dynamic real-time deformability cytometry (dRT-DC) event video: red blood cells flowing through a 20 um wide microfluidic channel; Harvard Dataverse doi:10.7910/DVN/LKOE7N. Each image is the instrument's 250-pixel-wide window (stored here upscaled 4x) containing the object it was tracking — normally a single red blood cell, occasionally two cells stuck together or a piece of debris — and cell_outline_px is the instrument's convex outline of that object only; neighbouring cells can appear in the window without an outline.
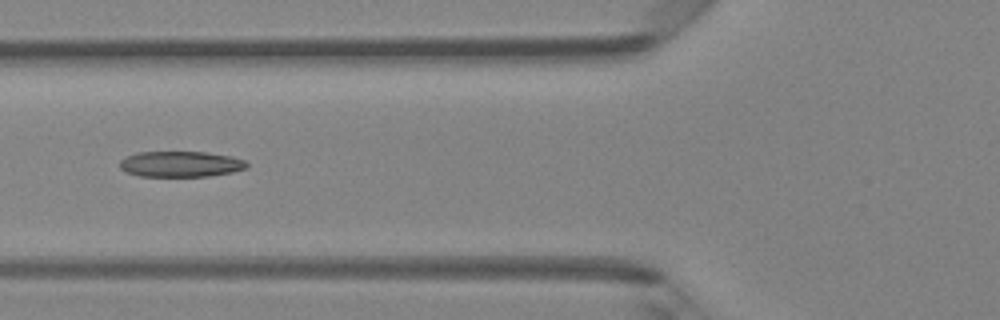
{"species": "Egyptian fruit bat (a non-hibernating species)", "species_latin": "Rousettus aegyptiacus", "temperature_condition": "room temperature", "stored_images_in_passage": 46, "camera_frame_rate_fps": 3000, "um_per_image_px": 0.085, "animal": {"sex": "female"}, "frame": {"image": 1, "passage_image": 17, "time_ms": 5.333, "image_size_px": [1000, 320], "cell_outline_px": [[248, 168], [232, 172], [208, 176], [140, 176], [124, 172], [120, 168], [120, 160], [124, 156], [136, 152], [208, 152], [232, 156], [244, 160], [248, 164]], "centroid_in_image_um": [15.33, 13.94], "position_along_channel_um": 110.5, "area_um2": 19.25}}
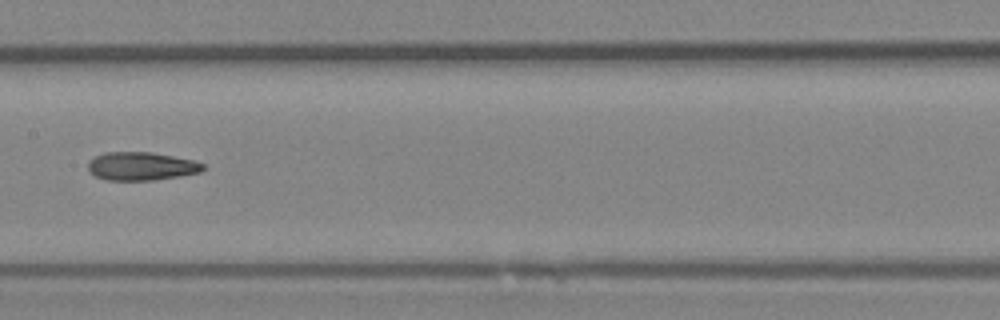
{"frame": {"image": 2, "passage_image": 23, "time_ms": 7.333, "image_size_px": [1000, 320], "cell_outline_px": [[204, 168], [200, 172], [152, 180], [108, 180], [96, 176], [88, 172], [88, 160], [104, 152], [152, 152], [196, 160], [204, 164]], "centroid_in_image_um": [11.99, 14.11], "position_along_channel_um": 195.4, "area_um2": 18.96}}
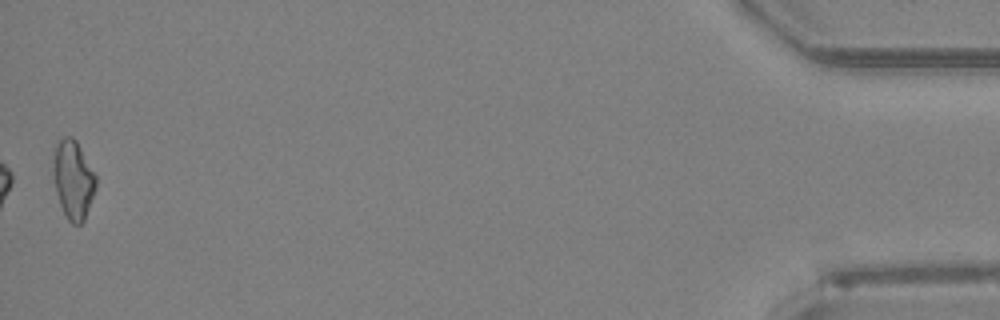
{"frame": {"image": 3, "passage_image": 46, "time_ms": 15.0, "image_size_px": [1000, 320], "cell_outline_px": [[96, 188], [84, 220], [80, 224], [72, 224], [68, 220], [60, 204], [56, 192], [52, 172], [52, 148], [64, 136], [72, 136], [76, 140], [96, 176]], "centroid_in_image_um": [6.19, 15.23], "position_along_channel_um": 429.0, "area_um2": 19.71}, "authors_computed_cell_mechanics": {"area_um2": 19.363, "velocity_mm_per_s": 4.2737, "shape_relaxation_time_tau1_ms": 7.0558, "shape_relaxation_time_tau2_ms": 2.6084, "deformation_change_tau1": 0.1948, "deformation_change_tau2": 0.1165}}